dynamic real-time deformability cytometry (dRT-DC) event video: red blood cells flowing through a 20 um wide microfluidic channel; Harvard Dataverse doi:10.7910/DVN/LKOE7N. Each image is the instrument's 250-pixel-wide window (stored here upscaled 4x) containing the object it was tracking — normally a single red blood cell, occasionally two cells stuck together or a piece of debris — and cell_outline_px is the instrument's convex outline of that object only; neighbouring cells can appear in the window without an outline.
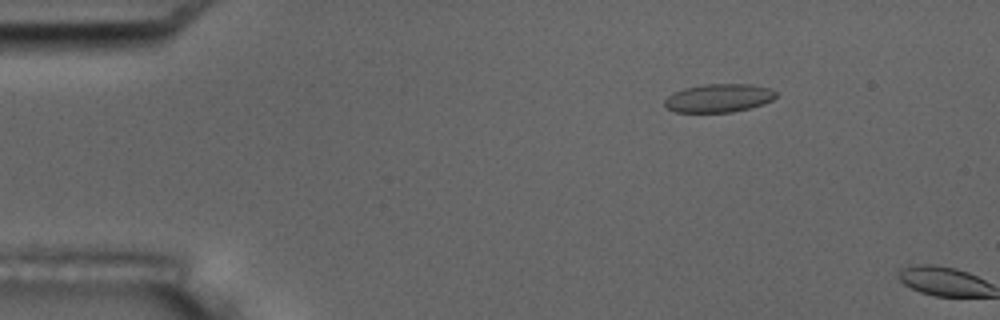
{"species": "common noctule bat (a hibernating species)", "species_latin": "Nyctalus noctula", "temperature_condition": "room temperature", "stored_images_in_passage": 4, "camera_frame_rate_fps": 3000, "um_per_image_px": 0.085, "animal": {"sex": "male", "body_mass_g": 17.5, "forearm_length_mm": 52.3}, "frame": {"image": 1, "passage_image": 3, "time_ms": 2.333, "image_size_px": [1000, 320], "cell_outline_px": [[776, 96], [772, 100], [764, 104], [732, 112], [676, 112], [668, 108], [664, 104], [664, 100], [668, 96], [684, 88], [704, 84], [752, 84], [768, 88], [776, 92]], "centroid_in_image_um": [61.1, 8.33], "position_along_channel_um": 23.9, "area_um2": 18.26}}